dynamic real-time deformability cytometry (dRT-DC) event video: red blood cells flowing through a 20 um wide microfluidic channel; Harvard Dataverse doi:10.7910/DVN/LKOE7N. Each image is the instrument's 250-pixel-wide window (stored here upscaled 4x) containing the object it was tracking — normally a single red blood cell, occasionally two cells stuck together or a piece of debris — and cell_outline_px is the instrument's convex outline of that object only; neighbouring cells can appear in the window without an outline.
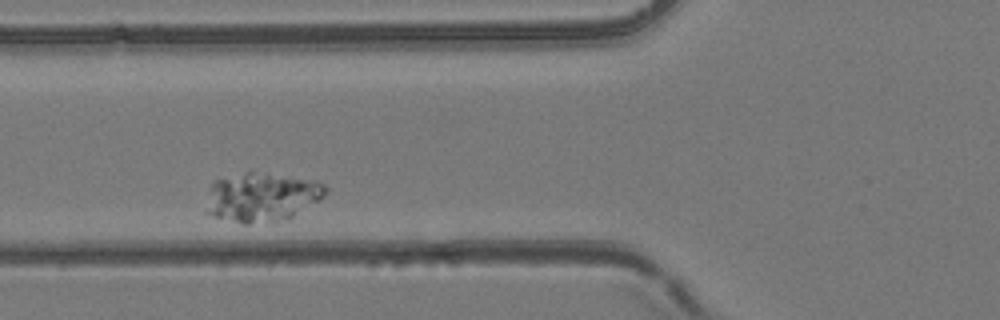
{"species": "common noctule bat (a hibernating species)", "species_latin": "Nyctalus noctula", "temperature_condition": "room temperature", "stored_images_in_passage": 32, "camera_frame_rate_fps": 3000, "um_per_image_px": 0.085, "animal": {"sex": "female", "body_mass_g": 24.6, "forearm_length_mm": 56.2}, "frame": {"image": 1, "passage_image": 7, "time_ms": 2.0, "image_size_px": [1000, 320], "cell_outline_px": [[328, 192], [320, 200], [292, 216], [276, 224], [244, 224], [212, 216], [204, 212], [208, 192], [212, 184], [216, 180], [244, 172], [252, 172], [316, 180], [324, 184], [328, 188]], "centroid_in_image_um": [22.24, 16.79], "position_along_channel_um": 103.6, "area_um2": 34.51}}
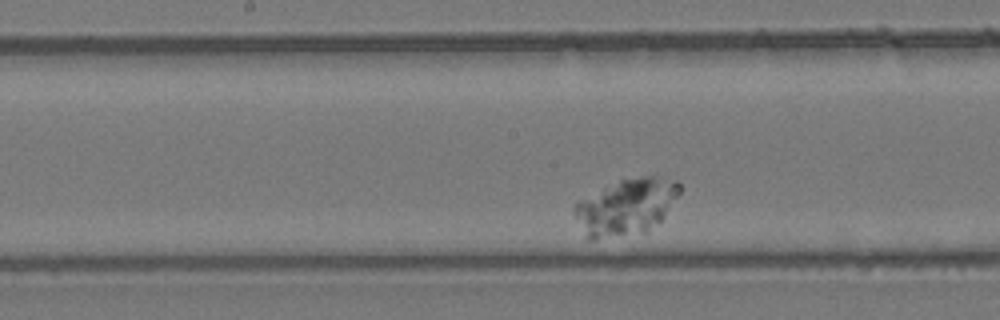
{"frame": {"image": 2, "passage_image": 15, "time_ms": 4.667, "image_size_px": [1000, 320], "cell_outline_px": [[680, 192], [664, 216], [660, 220], [644, 228], [592, 240], [584, 240], [576, 216], [576, 204], [580, 200], [620, 180], [640, 176], [660, 176], [676, 180], [680, 184]], "centroid_in_image_um": [53.21, 17.52], "position_along_channel_um": 195.0, "area_um2": 33.0}}
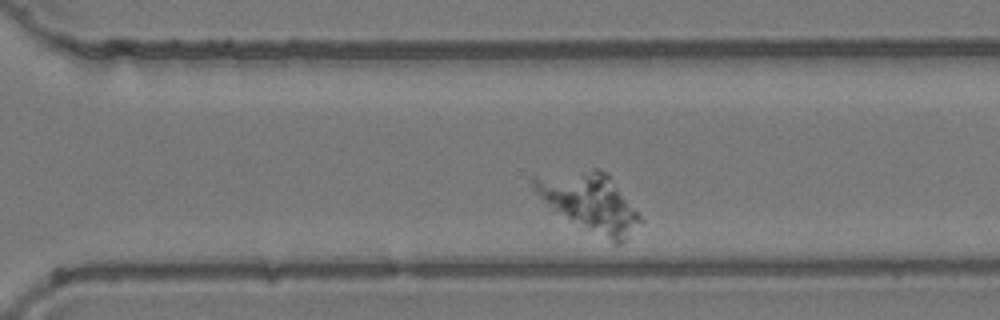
{"frame": {"image": 3, "passage_image": 26, "time_ms": 8.333, "image_size_px": [1000, 320], "cell_outline_px": [[644, 224], [620, 244], [612, 244], [584, 228], [544, 200], [532, 188], [532, 176], [592, 168], [596, 168], [608, 172], [644, 220]], "centroid_in_image_um": [50.23, 17.19], "position_along_channel_um": 320.4, "area_um2": 35.95}}